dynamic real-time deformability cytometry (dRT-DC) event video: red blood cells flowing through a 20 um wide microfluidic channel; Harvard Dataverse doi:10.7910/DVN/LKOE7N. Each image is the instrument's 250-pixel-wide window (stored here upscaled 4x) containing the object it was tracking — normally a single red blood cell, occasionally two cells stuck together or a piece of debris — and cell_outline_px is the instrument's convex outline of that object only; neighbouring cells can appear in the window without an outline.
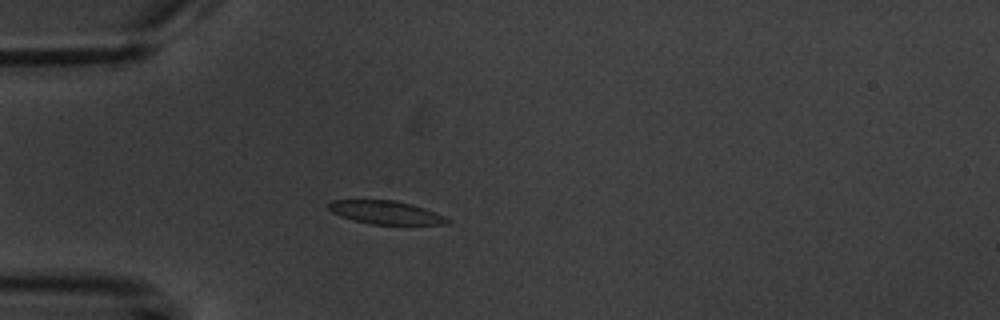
{"species": "common noctule bat (a hibernating species)", "species_latin": "Nyctalus noctula", "temperature_condition": "warm", "stored_images_in_passage": 3, "camera_frame_rate_fps": 3000, "um_per_image_px": 0.085, "animal": {"sex": "male", "body_mass_g": 20.1, "forearm_length_mm": 53.5}, "frame": {"image": 1, "passage_image": 3, "time_ms": 3.333, "image_size_px": [1000, 320], "cell_outline_px": [[452, 220], [448, 224], [372, 224], [352, 220], [340, 216], [332, 212], [328, 208], [328, 204], [332, 200], [396, 200], [412, 204], [436, 212]], "centroid_in_image_um": [32.8, 18.05], "position_along_channel_um": 52.2, "area_um2": 16.13}}